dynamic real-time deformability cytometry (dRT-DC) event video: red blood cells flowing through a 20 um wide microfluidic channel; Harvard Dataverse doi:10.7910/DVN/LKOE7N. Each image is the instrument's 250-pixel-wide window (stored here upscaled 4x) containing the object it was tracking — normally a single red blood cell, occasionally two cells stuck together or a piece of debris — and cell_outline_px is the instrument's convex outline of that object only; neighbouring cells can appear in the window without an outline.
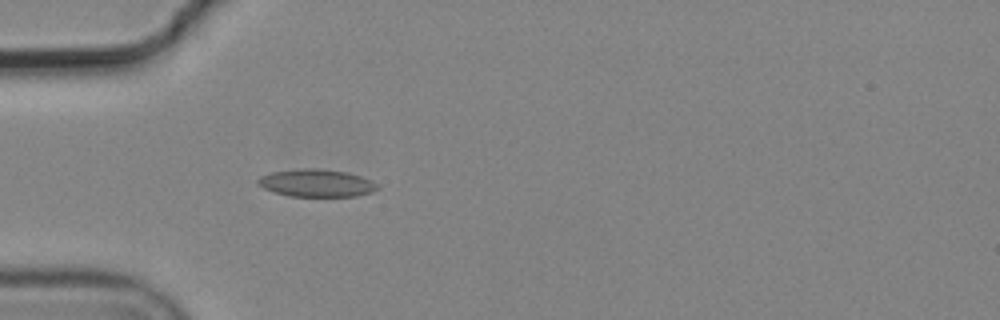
{"species": "common noctule bat (a hibernating species)", "species_latin": "Nyctalus noctula", "temperature_condition": "cold", "stored_images_in_passage": 5, "camera_frame_rate_fps": 3000, "um_per_image_px": 0.085, "animal": {"sex": "male", "body_mass_g": 19.2, "forearm_length_mm": 51.8}, "frame": {"image": 1, "passage_image": 5, "time_ms": 1.333, "image_size_px": [1000, 320], "cell_outline_px": [[380, 188], [372, 192], [356, 196], [292, 196], [276, 192], [264, 188], [256, 184], [256, 180], [260, 176], [272, 172], [304, 168], [316, 168], [348, 172], [360, 176], [380, 184]], "centroid_in_image_um": [26.93, 15.55], "position_along_channel_um": 58.1, "area_um2": 19.19}}